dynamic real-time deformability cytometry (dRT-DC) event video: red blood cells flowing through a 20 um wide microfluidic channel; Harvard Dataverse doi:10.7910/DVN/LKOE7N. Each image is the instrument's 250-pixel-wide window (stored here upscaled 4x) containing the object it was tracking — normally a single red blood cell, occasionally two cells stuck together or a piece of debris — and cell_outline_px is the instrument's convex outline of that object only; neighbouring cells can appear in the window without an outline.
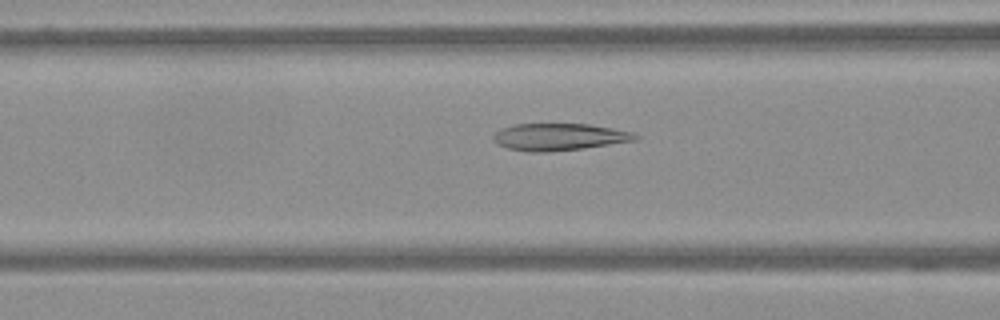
{"species": "Egyptian fruit bat (a non-hibernating species)", "species_latin": "Rousettus aegyptiacus", "temperature_condition": "warm", "stored_images_in_passage": 45, "camera_frame_rate_fps": 3000, "um_per_image_px": 0.085, "frame": {"image": 1, "passage_image": 11, "time_ms": 3.333, "image_size_px": [1000, 320], "cell_outline_px": [[640, 136], [636, 140], [584, 148], [548, 152], [528, 152], [508, 148], [496, 144], [492, 140], [492, 136], [500, 128], [516, 124], [588, 124], [636, 132]], "centroid_in_image_um": [47.52, 11.64], "position_along_channel_um": 119.1, "area_um2": 22.54}}
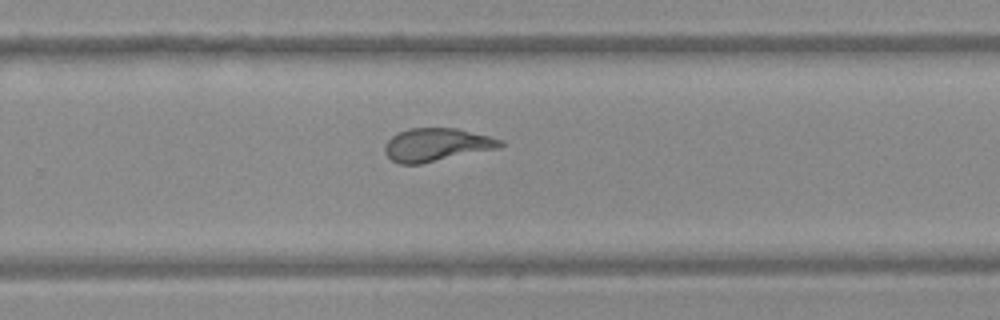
{"frame": {"image": 2, "passage_image": 27, "time_ms": 8.667, "image_size_px": [1000, 320], "cell_outline_px": [[504, 144], [500, 148], [420, 164], [400, 164], [392, 160], [384, 152], [384, 144], [392, 136], [408, 128], [456, 128], [504, 140]], "centroid_in_image_um": [37.11, 12.31], "position_along_channel_um": 292.7, "area_um2": 22.25}}
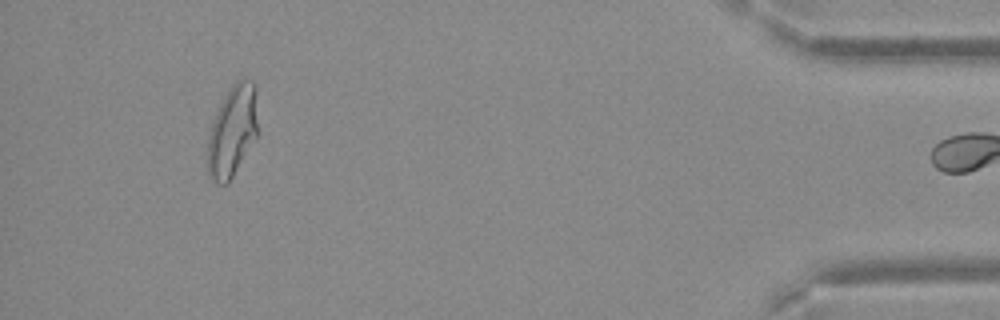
{"frame": {"image": 3, "passage_image": 44, "time_ms": 14.333, "image_size_px": [1000, 320], "cell_outline_px": [[256, 140], [228, 184], [220, 184], [212, 180], [208, 176], [208, 136], [216, 112], [224, 96], [232, 84], [236, 80], [252, 80], [256, 84]], "centroid_in_image_um": [19.76, 11.16], "position_along_channel_um": 415.4, "area_um2": 26.7}}